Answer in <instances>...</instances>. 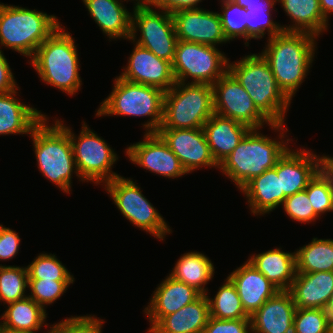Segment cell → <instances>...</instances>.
I'll use <instances>...</instances> for the list:
<instances>
[{
	"mask_svg": "<svg viewBox=\"0 0 333 333\" xmlns=\"http://www.w3.org/2000/svg\"><path fill=\"white\" fill-rule=\"evenodd\" d=\"M284 126L282 123H272L269 126L274 132H279L274 139L260 133L262 129H251L221 162L220 172L231 179L240 190L254 177L274 168L277 161L291 146L288 144L292 139L286 135L289 131Z\"/></svg>",
	"mask_w": 333,
	"mask_h": 333,
	"instance_id": "1",
	"label": "cell"
},
{
	"mask_svg": "<svg viewBox=\"0 0 333 333\" xmlns=\"http://www.w3.org/2000/svg\"><path fill=\"white\" fill-rule=\"evenodd\" d=\"M318 38L307 32L282 31L267 39L261 51L278 87L290 100L310 72Z\"/></svg>",
	"mask_w": 333,
	"mask_h": 333,
	"instance_id": "2",
	"label": "cell"
},
{
	"mask_svg": "<svg viewBox=\"0 0 333 333\" xmlns=\"http://www.w3.org/2000/svg\"><path fill=\"white\" fill-rule=\"evenodd\" d=\"M62 24L37 48L29 64L45 82L68 96L82 86L77 45Z\"/></svg>",
	"mask_w": 333,
	"mask_h": 333,
	"instance_id": "3",
	"label": "cell"
},
{
	"mask_svg": "<svg viewBox=\"0 0 333 333\" xmlns=\"http://www.w3.org/2000/svg\"><path fill=\"white\" fill-rule=\"evenodd\" d=\"M30 137L42 176L62 192L70 194L73 173L80 182L82 180L76 169L68 132L56 120L50 125L49 117L45 116L33 128Z\"/></svg>",
	"mask_w": 333,
	"mask_h": 333,
	"instance_id": "4",
	"label": "cell"
},
{
	"mask_svg": "<svg viewBox=\"0 0 333 333\" xmlns=\"http://www.w3.org/2000/svg\"><path fill=\"white\" fill-rule=\"evenodd\" d=\"M228 62V71L247 91L257 108L272 122L285 124L291 100L278 87L268 61L259 52Z\"/></svg>",
	"mask_w": 333,
	"mask_h": 333,
	"instance_id": "5",
	"label": "cell"
},
{
	"mask_svg": "<svg viewBox=\"0 0 333 333\" xmlns=\"http://www.w3.org/2000/svg\"><path fill=\"white\" fill-rule=\"evenodd\" d=\"M60 25L55 15L0 2V47L20 53L28 61Z\"/></svg>",
	"mask_w": 333,
	"mask_h": 333,
	"instance_id": "6",
	"label": "cell"
},
{
	"mask_svg": "<svg viewBox=\"0 0 333 333\" xmlns=\"http://www.w3.org/2000/svg\"><path fill=\"white\" fill-rule=\"evenodd\" d=\"M165 92L153 86L136 84L117 76L113 89L96 109L100 116L148 117L144 133H157L163 121Z\"/></svg>",
	"mask_w": 333,
	"mask_h": 333,
	"instance_id": "7",
	"label": "cell"
},
{
	"mask_svg": "<svg viewBox=\"0 0 333 333\" xmlns=\"http://www.w3.org/2000/svg\"><path fill=\"white\" fill-rule=\"evenodd\" d=\"M214 113L212 85L176 82L165 92L160 128H202Z\"/></svg>",
	"mask_w": 333,
	"mask_h": 333,
	"instance_id": "8",
	"label": "cell"
},
{
	"mask_svg": "<svg viewBox=\"0 0 333 333\" xmlns=\"http://www.w3.org/2000/svg\"><path fill=\"white\" fill-rule=\"evenodd\" d=\"M69 134L73 148L74 160L79 177L83 182L104 186L110 180L120 176L112 171L119 160L115 149L93 132L83 121L80 134L77 136L63 120L55 119Z\"/></svg>",
	"mask_w": 333,
	"mask_h": 333,
	"instance_id": "9",
	"label": "cell"
},
{
	"mask_svg": "<svg viewBox=\"0 0 333 333\" xmlns=\"http://www.w3.org/2000/svg\"><path fill=\"white\" fill-rule=\"evenodd\" d=\"M103 188L123 217L137 228L155 236L159 241H164L166 235L172 233L171 227L142 194L136 181L120 175L107 182Z\"/></svg>",
	"mask_w": 333,
	"mask_h": 333,
	"instance_id": "10",
	"label": "cell"
},
{
	"mask_svg": "<svg viewBox=\"0 0 333 333\" xmlns=\"http://www.w3.org/2000/svg\"><path fill=\"white\" fill-rule=\"evenodd\" d=\"M226 56L218 47L178 40L172 62L175 80L213 85L228 71Z\"/></svg>",
	"mask_w": 333,
	"mask_h": 333,
	"instance_id": "11",
	"label": "cell"
},
{
	"mask_svg": "<svg viewBox=\"0 0 333 333\" xmlns=\"http://www.w3.org/2000/svg\"><path fill=\"white\" fill-rule=\"evenodd\" d=\"M130 39L172 63L178 41L172 14L154 6L133 7Z\"/></svg>",
	"mask_w": 333,
	"mask_h": 333,
	"instance_id": "12",
	"label": "cell"
},
{
	"mask_svg": "<svg viewBox=\"0 0 333 333\" xmlns=\"http://www.w3.org/2000/svg\"><path fill=\"white\" fill-rule=\"evenodd\" d=\"M212 88L215 114L239 121L251 129H261L265 124H272L229 71L219 78Z\"/></svg>",
	"mask_w": 333,
	"mask_h": 333,
	"instance_id": "13",
	"label": "cell"
},
{
	"mask_svg": "<svg viewBox=\"0 0 333 333\" xmlns=\"http://www.w3.org/2000/svg\"><path fill=\"white\" fill-rule=\"evenodd\" d=\"M124 152L131 163L164 178L177 179L188 174L157 133H145L141 141L131 143Z\"/></svg>",
	"mask_w": 333,
	"mask_h": 333,
	"instance_id": "14",
	"label": "cell"
},
{
	"mask_svg": "<svg viewBox=\"0 0 333 333\" xmlns=\"http://www.w3.org/2000/svg\"><path fill=\"white\" fill-rule=\"evenodd\" d=\"M157 134L179 158L188 174L206 167L219 169V165L212 157L202 128H159Z\"/></svg>",
	"mask_w": 333,
	"mask_h": 333,
	"instance_id": "15",
	"label": "cell"
},
{
	"mask_svg": "<svg viewBox=\"0 0 333 333\" xmlns=\"http://www.w3.org/2000/svg\"><path fill=\"white\" fill-rule=\"evenodd\" d=\"M128 41L134 44V48L119 77L132 83L153 86L164 92L171 89L176 83L172 63L158 58L131 39Z\"/></svg>",
	"mask_w": 333,
	"mask_h": 333,
	"instance_id": "16",
	"label": "cell"
},
{
	"mask_svg": "<svg viewBox=\"0 0 333 333\" xmlns=\"http://www.w3.org/2000/svg\"><path fill=\"white\" fill-rule=\"evenodd\" d=\"M178 40L218 47L229 42L218 12L205 8L181 9L172 13Z\"/></svg>",
	"mask_w": 333,
	"mask_h": 333,
	"instance_id": "17",
	"label": "cell"
},
{
	"mask_svg": "<svg viewBox=\"0 0 333 333\" xmlns=\"http://www.w3.org/2000/svg\"><path fill=\"white\" fill-rule=\"evenodd\" d=\"M314 151L289 148L277 161V175H280L281 192L286 197L306 189L309 181L319 171L323 163L322 156Z\"/></svg>",
	"mask_w": 333,
	"mask_h": 333,
	"instance_id": "18",
	"label": "cell"
},
{
	"mask_svg": "<svg viewBox=\"0 0 333 333\" xmlns=\"http://www.w3.org/2000/svg\"><path fill=\"white\" fill-rule=\"evenodd\" d=\"M151 295L150 302L143 310L150 323L147 332L163 317L194 302L202 293L193 286L175 280L168 274Z\"/></svg>",
	"mask_w": 333,
	"mask_h": 333,
	"instance_id": "19",
	"label": "cell"
},
{
	"mask_svg": "<svg viewBox=\"0 0 333 333\" xmlns=\"http://www.w3.org/2000/svg\"><path fill=\"white\" fill-rule=\"evenodd\" d=\"M296 306L289 290H279L250 316L252 333H293Z\"/></svg>",
	"mask_w": 333,
	"mask_h": 333,
	"instance_id": "20",
	"label": "cell"
},
{
	"mask_svg": "<svg viewBox=\"0 0 333 333\" xmlns=\"http://www.w3.org/2000/svg\"><path fill=\"white\" fill-rule=\"evenodd\" d=\"M234 284L245 312L251 316L279 289L249 261L227 276Z\"/></svg>",
	"mask_w": 333,
	"mask_h": 333,
	"instance_id": "21",
	"label": "cell"
},
{
	"mask_svg": "<svg viewBox=\"0 0 333 333\" xmlns=\"http://www.w3.org/2000/svg\"><path fill=\"white\" fill-rule=\"evenodd\" d=\"M91 18L102 33L113 39H130L132 12L123 2L126 0H82Z\"/></svg>",
	"mask_w": 333,
	"mask_h": 333,
	"instance_id": "22",
	"label": "cell"
},
{
	"mask_svg": "<svg viewBox=\"0 0 333 333\" xmlns=\"http://www.w3.org/2000/svg\"><path fill=\"white\" fill-rule=\"evenodd\" d=\"M240 192L246 197L251 213L263 216L281 206L286 198L281 192L280 175H277V163L272 169L247 182Z\"/></svg>",
	"mask_w": 333,
	"mask_h": 333,
	"instance_id": "23",
	"label": "cell"
},
{
	"mask_svg": "<svg viewBox=\"0 0 333 333\" xmlns=\"http://www.w3.org/2000/svg\"><path fill=\"white\" fill-rule=\"evenodd\" d=\"M212 157L218 165L234 150L251 128L239 121L213 114L202 127Z\"/></svg>",
	"mask_w": 333,
	"mask_h": 333,
	"instance_id": "24",
	"label": "cell"
},
{
	"mask_svg": "<svg viewBox=\"0 0 333 333\" xmlns=\"http://www.w3.org/2000/svg\"><path fill=\"white\" fill-rule=\"evenodd\" d=\"M18 90L0 94V135L28 134L47 115L18 99Z\"/></svg>",
	"mask_w": 333,
	"mask_h": 333,
	"instance_id": "25",
	"label": "cell"
},
{
	"mask_svg": "<svg viewBox=\"0 0 333 333\" xmlns=\"http://www.w3.org/2000/svg\"><path fill=\"white\" fill-rule=\"evenodd\" d=\"M289 291L296 308L325 309L333 293V271L297 272Z\"/></svg>",
	"mask_w": 333,
	"mask_h": 333,
	"instance_id": "26",
	"label": "cell"
},
{
	"mask_svg": "<svg viewBox=\"0 0 333 333\" xmlns=\"http://www.w3.org/2000/svg\"><path fill=\"white\" fill-rule=\"evenodd\" d=\"M249 261L279 290H289L296 277L295 251H283L281 247L248 257Z\"/></svg>",
	"mask_w": 333,
	"mask_h": 333,
	"instance_id": "27",
	"label": "cell"
},
{
	"mask_svg": "<svg viewBox=\"0 0 333 333\" xmlns=\"http://www.w3.org/2000/svg\"><path fill=\"white\" fill-rule=\"evenodd\" d=\"M209 317V300L202 294L194 302L163 317L148 333H203Z\"/></svg>",
	"mask_w": 333,
	"mask_h": 333,
	"instance_id": "28",
	"label": "cell"
},
{
	"mask_svg": "<svg viewBox=\"0 0 333 333\" xmlns=\"http://www.w3.org/2000/svg\"><path fill=\"white\" fill-rule=\"evenodd\" d=\"M290 24L281 25L283 31L307 32L317 37L328 30L329 21L323 16L319 0H277Z\"/></svg>",
	"mask_w": 333,
	"mask_h": 333,
	"instance_id": "29",
	"label": "cell"
},
{
	"mask_svg": "<svg viewBox=\"0 0 333 333\" xmlns=\"http://www.w3.org/2000/svg\"><path fill=\"white\" fill-rule=\"evenodd\" d=\"M214 263L204 253L190 251L179 257L169 275L175 280L193 286L202 294H208L205 286L215 274Z\"/></svg>",
	"mask_w": 333,
	"mask_h": 333,
	"instance_id": "30",
	"label": "cell"
},
{
	"mask_svg": "<svg viewBox=\"0 0 333 333\" xmlns=\"http://www.w3.org/2000/svg\"><path fill=\"white\" fill-rule=\"evenodd\" d=\"M6 305L0 316V324L5 327L28 333H38L44 326L46 329L51 327L46 323V311L29 296Z\"/></svg>",
	"mask_w": 333,
	"mask_h": 333,
	"instance_id": "31",
	"label": "cell"
},
{
	"mask_svg": "<svg viewBox=\"0 0 333 333\" xmlns=\"http://www.w3.org/2000/svg\"><path fill=\"white\" fill-rule=\"evenodd\" d=\"M296 270L299 273L333 271V239L313 238L295 250Z\"/></svg>",
	"mask_w": 333,
	"mask_h": 333,
	"instance_id": "32",
	"label": "cell"
},
{
	"mask_svg": "<svg viewBox=\"0 0 333 333\" xmlns=\"http://www.w3.org/2000/svg\"><path fill=\"white\" fill-rule=\"evenodd\" d=\"M277 0H264V4L251 5L246 9V46H249L251 39H262L266 34L268 39L277 36L283 30L281 23L272 19V10Z\"/></svg>",
	"mask_w": 333,
	"mask_h": 333,
	"instance_id": "33",
	"label": "cell"
},
{
	"mask_svg": "<svg viewBox=\"0 0 333 333\" xmlns=\"http://www.w3.org/2000/svg\"><path fill=\"white\" fill-rule=\"evenodd\" d=\"M209 300L210 317L217 319H250L245 312L237 290L231 280L226 277L215 296Z\"/></svg>",
	"mask_w": 333,
	"mask_h": 333,
	"instance_id": "34",
	"label": "cell"
},
{
	"mask_svg": "<svg viewBox=\"0 0 333 333\" xmlns=\"http://www.w3.org/2000/svg\"><path fill=\"white\" fill-rule=\"evenodd\" d=\"M28 279L26 266H0V302L6 305L26 298Z\"/></svg>",
	"mask_w": 333,
	"mask_h": 333,
	"instance_id": "35",
	"label": "cell"
},
{
	"mask_svg": "<svg viewBox=\"0 0 333 333\" xmlns=\"http://www.w3.org/2000/svg\"><path fill=\"white\" fill-rule=\"evenodd\" d=\"M29 279L75 280L73 274L52 253H40L26 266Z\"/></svg>",
	"mask_w": 333,
	"mask_h": 333,
	"instance_id": "36",
	"label": "cell"
},
{
	"mask_svg": "<svg viewBox=\"0 0 333 333\" xmlns=\"http://www.w3.org/2000/svg\"><path fill=\"white\" fill-rule=\"evenodd\" d=\"M220 1V0H219ZM221 12H218L226 39L244 38L246 46V9L229 0H221Z\"/></svg>",
	"mask_w": 333,
	"mask_h": 333,
	"instance_id": "37",
	"label": "cell"
},
{
	"mask_svg": "<svg viewBox=\"0 0 333 333\" xmlns=\"http://www.w3.org/2000/svg\"><path fill=\"white\" fill-rule=\"evenodd\" d=\"M74 281L28 279V288L30 291L28 296L46 311V307L56 302L57 299H60Z\"/></svg>",
	"mask_w": 333,
	"mask_h": 333,
	"instance_id": "38",
	"label": "cell"
},
{
	"mask_svg": "<svg viewBox=\"0 0 333 333\" xmlns=\"http://www.w3.org/2000/svg\"><path fill=\"white\" fill-rule=\"evenodd\" d=\"M329 320L325 309L296 308L293 333H329Z\"/></svg>",
	"mask_w": 333,
	"mask_h": 333,
	"instance_id": "39",
	"label": "cell"
},
{
	"mask_svg": "<svg viewBox=\"0 0 333 333\" xmlns=\"http://www.w3.org/2000/svg\"><path fill=\"white\" fill-rule=\"evenodd\" d=\"M105 320L95 315L66 317L50 327L51 333H102Z\"/></svg>",
	"mask_w": 333,
	"mask_h": 333,
	"instance_id": "40",
	"label": "cell"
},
{
	"mask_svg": "<svg viewBox=\"0 0 333 333\" xmlns=\"http://www.w3.org/2000/svg\"><path fill=\"white\" fill-rule=\"evenodd\" d=\"M305 191L307 192L314 212L319 217L327 212H333V203L328 188V181L319 171L309 181Z\"/></svg>",
	"mask_w": 333,
	"mask_h": 333,
	"instance_id": "41",
	"label": "cell"
},
{
	"mask_svg": "<svg viewBox=\"0 0 333 333\" xmlns=\"http://www.w3.org/2000/svg\"><path fill=\"white\" fill-rule=\"evenodd\" d=\"M282 208L284 212L294 220L300 223H314L318 218L321 219L312 207L305 190L297 192L294 195L285 198Z\"/></svg>",
	"mask_w": 333,
	"mask_h": 333,
	"instance_id": "42",
	"label": "cell"
},
{
	"mask_svg": "<svg viewBox=\"0 0 333 333\" xmlns=\"http://www.w3.org/2000/svg\"><path fill=\"white\" fill-rule=\"evenodd\" d=\"M203 333H252L250 319H217L209 317Z\"/></svg>",
	"mask_w": 333,
	"mask_h": 333,
	"instance_id": "43",
	"label": "cell"
},
{
	"mask_svg": "<svg viewBox=\"0 0 333 333\" xmlns=\"http://www.w3.org/2000/svg\"><path fill=\"white\" fill-rule=\"evenodd\" d=\"M20 242L21 238L15 230L0 224V261L13 259L18 254Z\"/></svg>",
	"mask_w": 333,
	"mask_h": 333,
	"instance_id": "44",
	"label": "cell"
},
{
	"mask_svg": "<svg viewBox=\"0 0 333 333\" xmlns=\"http://www.w3.org/2000/svg\"><path fill=\"white\" fill-rule=\"evenodd\" d=\"M11 67L2 49H0V94L19 89Z\"/></svg>",
	"mask_w": 333,
	"mask_h": 333,
	"instance_id": "45",
	"label": "cell"
},
{
	"mask_svg": "<svg viewBox=\"0 0 333 333\" xmlns=\"http://www.w3.org/2000/svg\"><path fill=\"white\" fill-rule=\"evenodd\" d=\"M200 2H202V0H158V3L154 7L163 9L172 14L181 9L200 8L198 5Z\"/></svg>",
	"mask_w": 333,
	"mask_h": 333,
	"instance_id": "46",
	"label": "cell"
},
{
	"mask_svg": "<svg viewBox=\"0 0 333 333\" xmlns=\"http://www.w3.org/2000/svg\"><path fill=\"white\" fill-rule=\"evenodd\" d=\"M319 172L327 179L330 196L333 203V166L322 163Z\"/></svg>",
	"mask_w": 333,
	"mask_h": 333,
	"instance_id": "47",
	"label": "cell"
},
{
	"mask_svg": "<svg viewBox=\"0 0 333 333\" xmlns=\"http://www.w3.org/2000/svg\"><path fill=\"white\" fill-rule=\"evenodd\" d=\"M319 3L323 16L329 21L330 15L333 14V0H319Z\"/></svg>",
	"mask_w": 333,
	"mask_h": 333,
	"instance_id": "48",
	"label": "cell"
},
{
	"mask_svg": "<svg viewBox=\"0 0 333 333\" xmlns=\"http://www.w3.org/2000/svg\"><path fill=\"white\" fill-rule=\"evenodd\" d=\"M229 1H232L245 9H250L251 5L264 4V0H229Z\"/></svg>",
	"mask_w": 333,
	"mask_h": 333,
	"instance_id": "49",
	"label": "cell"
},
{
	"mask_svg": "<svg viewBox=\"0 0 333 333\" xmlns=\"http://www.w3.org/2000/svg\"><path fill=\"white\" fill-rule=\"evenodd\" d=\"M127 3L128 1L132 2L135 1L133 3L134 7H138V6H155L158 3V0H126Z\"/></svg>",
	"mask_w": 333,
	"mask_h": 333,
	"instance_id": "50",
	"label": "cell"
},
{
	"mask_svg": "<svg viewBox=\"0 0 333 333\" xmlns=\"http://www.w3.org/2000/svg\"><path fill=\"white\" fill-rule=\"evenodd\" d=\"M325 312L328 315V318H333V293L331 294L329 301L325 307Z\"/></svg>",
	"mask_w": 333,
	"mask_h": 333,
	"instance_id": "51",
	"label": "cell"
},
{
	"mask_svg": "<svg viewBox=\"0 0 333 333\" xmlns=\"http://www.w3.org/2000/svg\"><path fill=\"white\" fill-rule=\"evenodd\" d=\"M0 333H28V332L21 331V330H18V329L9 328V327H5L2 324H0Z\"/></svg>",
	"mask_w": 333,
	"mask_h": 333,
	"instance_id": "52",
	"label": "cell"
},
{
	"mask_svg": "<svg viewBox=\"0 0 333 333\" xmlns=\"http://www.w3.org/2000/svg\"><path fill=\"white\" fill-rule=\"evenodd\" d=\"M322 158L324 163L333 166V157L324 154L322 155Z\"/></svg>",
	"mask_w": 333,
	"mask_h": 333,
	"instance_id": "53",
	"label": "cell"
},
{
	"mask_svg": "<svg viewBox=\"0 0 333 333\" xmlns=\"http://www.w3.org/2000/svg\"><path fill=\"white\" fill-rule=\"evenodd\" d=\"M329 333H333V318L329 320Z\"/></svg>",
	"mask_w": 333,
	"mask_h": 333,
	"instance_id": "54",
	"label": "cell"
}]
</instances>
